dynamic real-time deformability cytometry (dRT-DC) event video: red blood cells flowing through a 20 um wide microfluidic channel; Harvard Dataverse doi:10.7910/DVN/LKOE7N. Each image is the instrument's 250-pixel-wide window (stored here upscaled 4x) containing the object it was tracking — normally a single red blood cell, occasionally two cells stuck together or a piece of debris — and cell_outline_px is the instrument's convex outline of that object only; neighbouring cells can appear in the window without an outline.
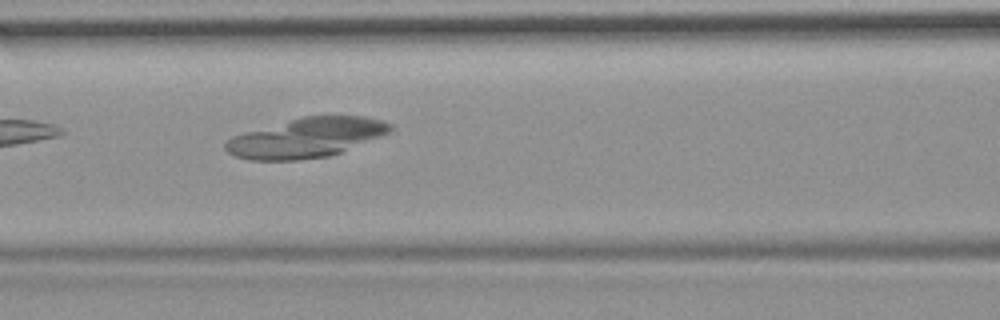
{"species": "common noctule bat (a hibernating species)", "species_latin": "Nyctalus noctula", "temperature_condition": "room temperature", "stored_images_in_passage": 21, "camera_frame_rate_fps": 3000, "um_per_image_px": 0.085, "animal": {"sex": "female", "body_mass_g": 19.9}, "frame": {"image": 1, "passage_image": 7, "time_ms": 2.0, "image_size_px": [1000, 320], "cell_outline_px": [[392, 128], [388, 132], [340, 152], [328, 156], [296, 160], [252, 160], [236, 156], [228, 152], [224, 148], [224, 144], [232, 136], [244, 132], [300, 116], [364, 116], [384, 120], [392, 124]], "centroid_in_image_um": [26.0, 11.69], "position_along_channel_um": 140.6, "area_um2": 37.63}}